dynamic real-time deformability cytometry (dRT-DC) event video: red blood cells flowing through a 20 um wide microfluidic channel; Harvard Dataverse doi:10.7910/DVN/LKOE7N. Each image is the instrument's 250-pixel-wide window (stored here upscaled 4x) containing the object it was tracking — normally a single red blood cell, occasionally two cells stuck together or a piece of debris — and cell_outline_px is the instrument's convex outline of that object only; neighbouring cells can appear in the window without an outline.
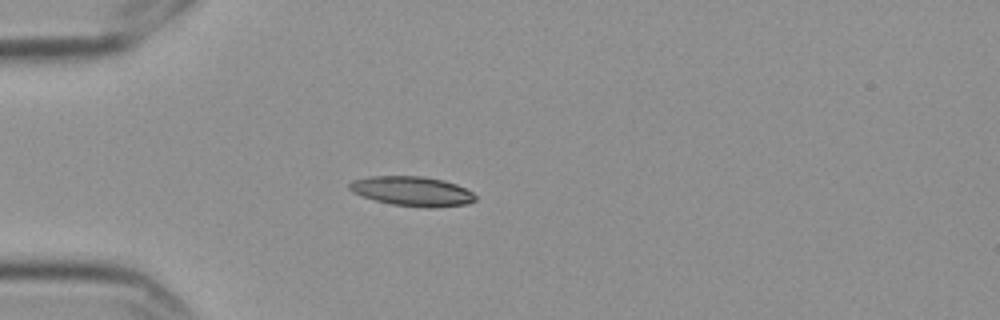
{"species": "Egyptian fruit bat (a non-hibernating species)", "species_latin": "Rousettus aegyptiacus", "temperature_condition": "cold", "stored_images_in_passage": 1, "camera_frame_rate_fps": 3000, "um_per_image_px": 0.085, "frame": {"image": 1, "passage_image": 1, "time_ms": 0.0, "image_size_px": [1000, 320], "cell_outline_px": [[476, 200], [468, 204], [436, 208], [428, 208], [392, 204], [376, 200], [352, 192], [348, 188], [348, 184], [352, 180], [368, 176], [420, 176], [444, 180], [456, 184], [472, 192], [476, 196]], "centroid_in_image_um": [35.05, 16.25], "position_along_channel_um": 50.0, "area_um2": 21.79}}